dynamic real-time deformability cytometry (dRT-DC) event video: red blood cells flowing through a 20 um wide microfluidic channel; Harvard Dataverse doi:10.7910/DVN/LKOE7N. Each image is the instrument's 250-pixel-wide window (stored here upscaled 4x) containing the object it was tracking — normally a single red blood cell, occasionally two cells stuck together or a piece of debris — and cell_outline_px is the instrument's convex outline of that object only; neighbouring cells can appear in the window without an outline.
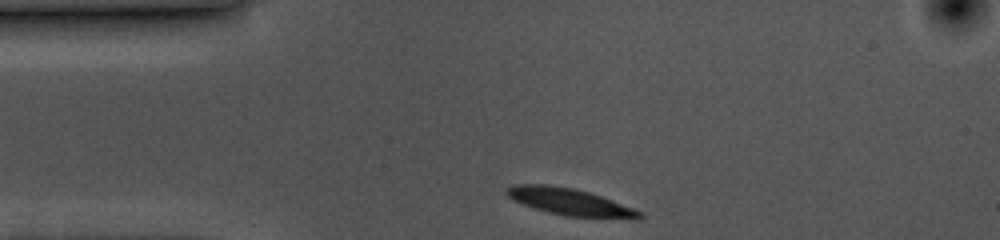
{"species": "common noctule bat (a hibernating species)", "species_latin": "Nyctalus noctula", "temperature_condition": "cold", "stored_images_in_passage": 33, "camera_frame_rate_fps": 3000, "um_per_image_px": 0.085, "animal": {"sex": "female", "body_mass_g": 10.0, "forearm_length_mm": 53.1}, "frame": {"image": 1, "passage_image": 1, "time_ms": 0.0, "image_size_px": [1000, 240], "cell_outline_px": [[644, 216], [640, 220], [632, 220], [564, 216], [548, 212], [512, 200], [504, 192], [508, 188], [516, 184], [548, 184], [576, 188], [612, 200], [644, 212]], "centroid_in_image_um": [48.54, 17.18], "position_along_channel_um": 36.5, "area_um2": 21.27}}
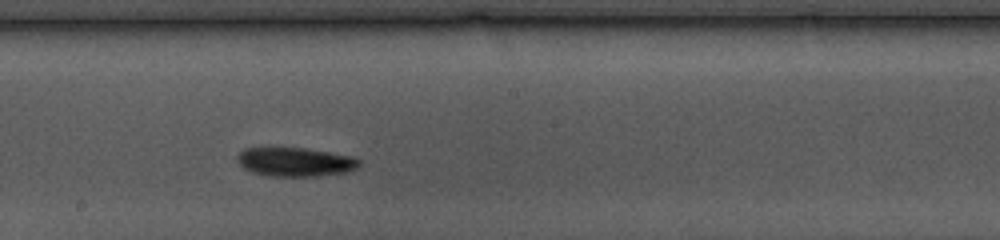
{"frame": {"image": 2, "passage_image": 19, "time_ms": 6.0, "image_size_px": [1000, 240], "cell_outline_px": [[360, 164], [356, 168], [348, 172], [316, 176], [268, 176], [252, 172], [244, 168], [236, 160], [236, 156], [244, 148], [260, 144], [304, 148], [356, 156], [360, 160]], "centroid_in_image_um": [25.03, 13.71], "position_along_channel_um": 223.2, "area_um2": 21.56}}
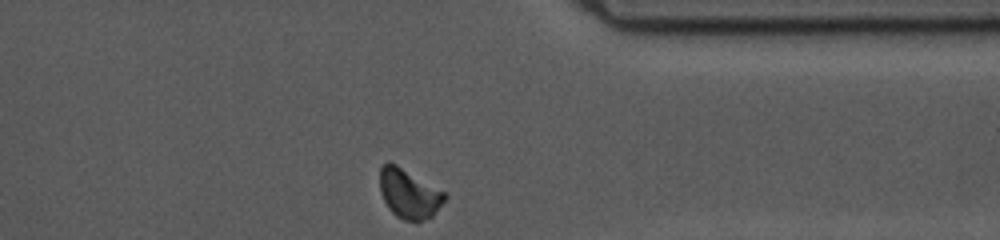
{"frame": {"image": 3, "passage_image": 33, "time_ms": 10.667, "image_size_px": [1000, 240], "cell_outline_px": [[448, 196], [432, 216], [416, 224], [404, 220], [396, 216], [388, 208], [380, 192], [380, 168], [384, 164], [396, 164], [448, 192]], "centroid_in_image_um": [34.81, 16.49], "position_along_channel_um": 376.6, "area_um2": 19.02}, "authors_computed_cell_mechanics": {"area_um2": 20.7502, "velocity_mm_per_s": 3.5097, "shape_relaxation_time_tau1_ms": 1.9431, "shape_relaxation_time_tau2_ms": null, "deformation_change_tau1": 0.0976, "deformation_change_tau2": null}}